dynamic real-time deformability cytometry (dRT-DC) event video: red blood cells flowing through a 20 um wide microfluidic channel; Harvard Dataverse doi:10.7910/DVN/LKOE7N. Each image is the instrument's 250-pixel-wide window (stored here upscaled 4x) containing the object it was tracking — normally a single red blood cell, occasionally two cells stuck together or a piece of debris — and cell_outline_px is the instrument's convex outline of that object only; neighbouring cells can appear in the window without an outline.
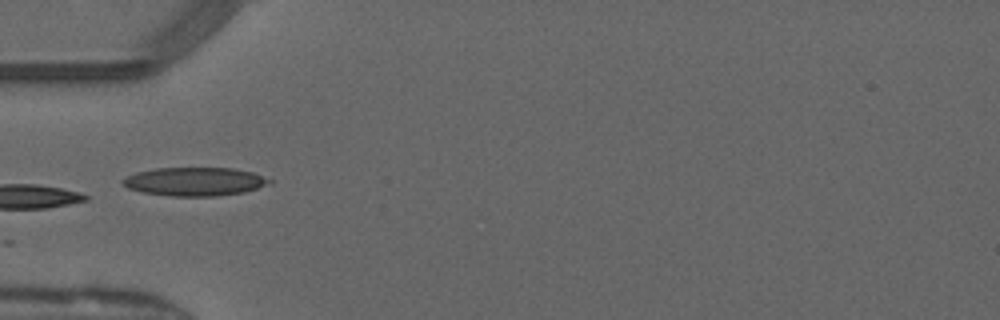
{"species": "common noctule bat (a hibernating species)", "species_latin": "Nyctalus noctula", "temperature_condition": "warm", "stored_images_in_passage": 13, "camera_frame_rate_fps": 3000, "um_per_image_px": 0.085, "animal": {"sex": "male", "forearm_length_mm": 52.5}, "frame": {"image": 1, "passage_image": 1, "time_ms": 0.0, "image_size_px": [1000, 320], "cell_outline_px": [[272, 184], [244, 192], [216, 196], [172, 196], [144, 192], [128, 188], [120, 180], [136, 172], [156, 168], [232, 168], [252, 172], [272, 180]], "centroid_in_image_um": [16.58, 15.43], "position_along_channel_um": 68.4, "area_um2": 24.28}}